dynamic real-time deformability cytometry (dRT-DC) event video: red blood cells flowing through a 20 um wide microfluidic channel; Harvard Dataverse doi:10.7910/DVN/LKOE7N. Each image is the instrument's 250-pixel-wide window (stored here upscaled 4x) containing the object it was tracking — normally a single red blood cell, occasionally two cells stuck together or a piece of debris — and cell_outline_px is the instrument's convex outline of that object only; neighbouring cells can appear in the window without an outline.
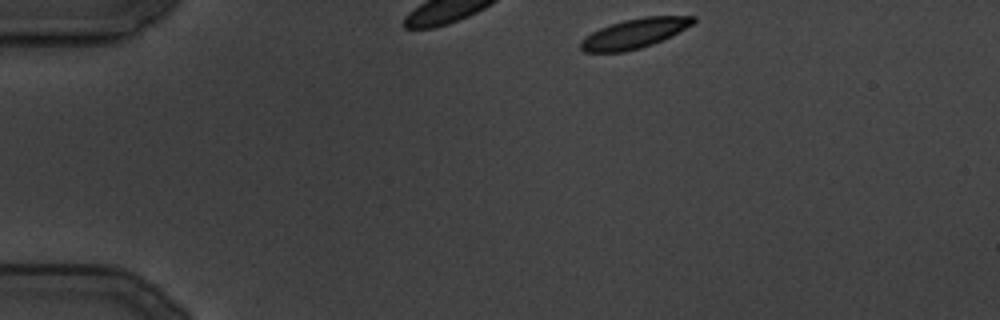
{"species": "common noctule bat (a hibernating species)", "species_latin": "Nyctalus noctula", "temperature_condition": "cold", "stored_images_in_passage": 18, "camera_frame_rate_fps": 3000, "um_per_image_px": 0.085, "animal": {"sex": "male", "body_mass_g": 19.5, "forearm_length_mm": 54.6}, "frame": {"image": 1, "passage_image": 1, "time_ms": 0.0, "image_size_px": [1000, 320], "cell_outline_px": [[696, 20], [692, 24], [652, 44], [640, 48], [624, 52], [584, 52], [580, 48], [580, 40], [584, 36], [600, 28], [624, 20], [644, 16], [696, 16]], "centroid_in_image_um": [53.86, 2.84], "position_along_channel_um": 31.1, "area_um2": 19.13}}